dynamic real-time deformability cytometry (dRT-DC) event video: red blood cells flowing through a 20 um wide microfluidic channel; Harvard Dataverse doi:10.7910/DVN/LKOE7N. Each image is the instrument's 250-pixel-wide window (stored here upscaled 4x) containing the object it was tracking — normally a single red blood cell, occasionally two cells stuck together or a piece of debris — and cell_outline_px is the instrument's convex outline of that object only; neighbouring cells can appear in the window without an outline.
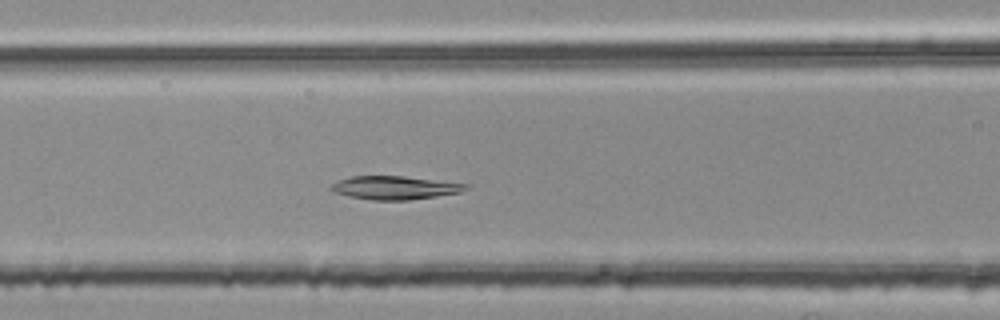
{"species": "common noctule bat (a hibernating species)", "species_latin": "Nyctalus noctula", "temperature_condition": "room temperature", "stored_images_in_passage": 48, "camera_frame_rate_fps": 3000, "um_per_image_px": 0.085, "animal": {"sex": "female", "body_mass_g": 25.1}, "frame": {"image": 1, "passage_image": 19, "time_ms": 6.0, "image_size_px": [1000, 320], "cell_outline_px": [[468, 188], [460, 192], [436, 196], [408, 200], [372, 200], [348, 196], [332, 192], [328, 188], [332, 184], [340, 180], [352, 176], [404, 176], [468, 184]], "centroid_in_image_um": [33.52, 15.96], "position_along_channel_um": 133.1, "area_um2": 18.26}}
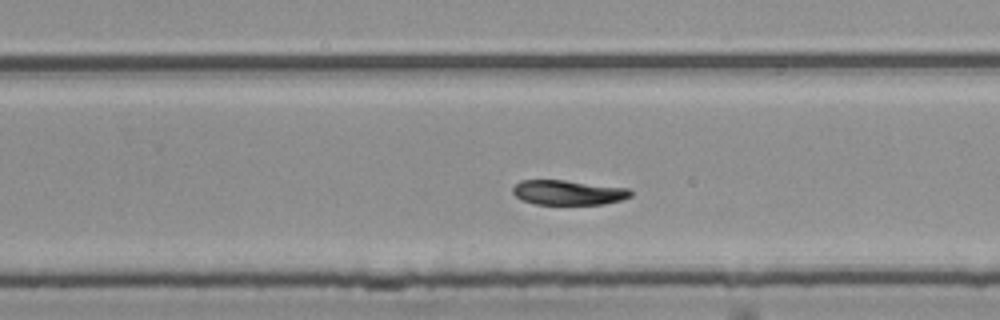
{"frame": {"image": 2, "passage_image": 31, "time_ms": 10.0, "image_size_px": [1000, 320], "cell_outline_px": [[632, 196], [620, 200], [604, 204], [536, 204], [520, 200], [512, 192], [512, 188], [520, 180], [564, 180], [628, 188], [632, 192]], "centroid_in_image_um": [48.27, 16.36], "position_along_channel_um": 281.5, "area_um2": 16.99}}
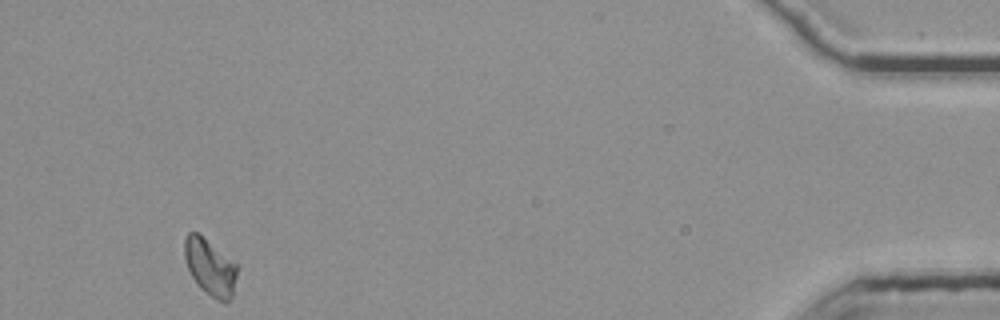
{"frame": {"image": 3, "passage_image": 48, "time_ms": 15.667, "image_size_px": [1000, 320], "cell_outline_px": [[240, 264], [232, 296], [228, 304], [224, 304], [216, 300], [200, 288], [192, 276], [188, 268], [184, 256], [184, 240], [188, 232], [196, 232], [236, 260]], "centroid_in_image_um": [17.92, 22.72], "position_along_channel_um": 417.3, "area_um2": 17.92}, "authors_computed_cell_mechanics": {"area_um2": 18.1781, "velocity_mm_per_s": 3.7297, "shape_relaxation_time_tau1_ms": 5.8902, "shape_relaxation_time_tau2_ms": null, "deformation_change_tau1": 0.1341, "deformation_change_tau2": null}}